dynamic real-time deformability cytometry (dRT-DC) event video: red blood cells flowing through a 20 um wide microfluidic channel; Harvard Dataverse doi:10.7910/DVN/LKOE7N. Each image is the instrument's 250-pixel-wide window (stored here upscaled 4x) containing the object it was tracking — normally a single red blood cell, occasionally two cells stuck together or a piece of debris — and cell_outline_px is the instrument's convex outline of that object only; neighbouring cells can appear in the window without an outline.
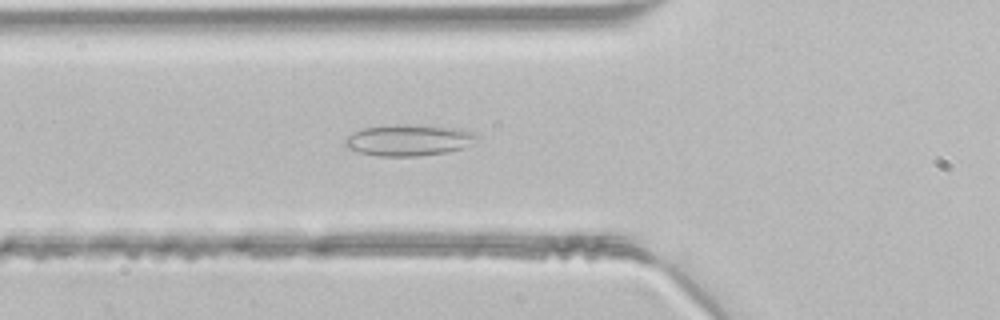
{"species": "common noctule bat (a hibernating species)", "species_latin": "Nyctalus noctula", "temperature_condition": "room temperature", "stored_images_in_passage": 40, "camera_frame_rate_fps": 3000, "um_per_image_px": 0.085, "animal": {"sex": "male", "body_mass_g": 21.5, "forearm_length_mm": 52.0}, "frame": {"image": 1, "passage_image": 10, "time_ms": 3.0, "image_size_px": [1000, 320], "cell_outline_px": [[480, 136], [464, 148], [448, 152], [416, 156], [376, 156], [360, 152], [348, 148], [344, 144], [344, 140], [348, 136], [364, 128], [396, 124], [404, 124], [452, 128], [468, 132]], "centroid_in_image_um": [34.7, 11.93], "position_along_channel_um": 91.1, "area_um2": 23.58}}
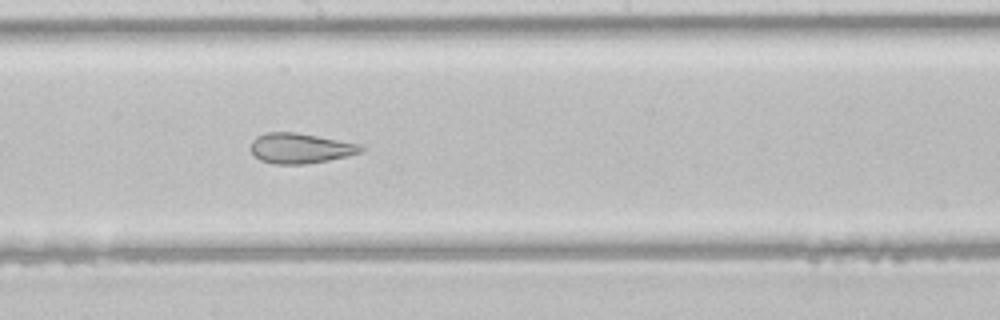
{"frame": {"image": 2, "passage_image": 19, "time_ms": 6.0, "image_size_px": [1000, 320], "cell_outline_px": [[364, 148], [360, 152], [348, 156], [328, 160], [304, 164], [276, 164], [260, 160], [248, 148], [252, 140], [256, 136], [268, 132], [296, 132], [360, 144]], "centroid_in_image_um": [25.49, 12.59], "position_along_channel_um": 222.7, "area_um2": 19.36}}
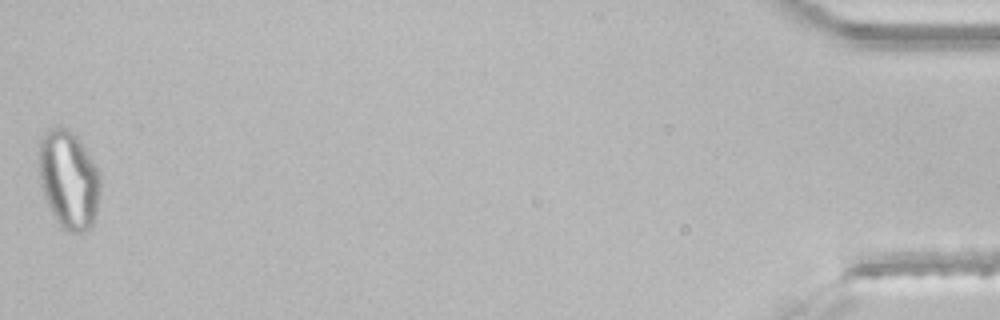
{"frame": {"image": 3, "passage_image": 40, "time_ms": 13.0, "image_size_px": [1000, 320], "cell_outline_px": [[100, 192], [96, 212], [92, 224], [84, 232], [68, 232], [60, 228], [44, 196], [40, 184], [40, 140], [44, 132], [48, 128], [60, 124], [72, 132], [80, 140], [92, 156], [100, 172]], "centroid_in_image_um": [5.86, 15.23], "position_along_channel_um": 429.3, "area_um2": 35.55}}